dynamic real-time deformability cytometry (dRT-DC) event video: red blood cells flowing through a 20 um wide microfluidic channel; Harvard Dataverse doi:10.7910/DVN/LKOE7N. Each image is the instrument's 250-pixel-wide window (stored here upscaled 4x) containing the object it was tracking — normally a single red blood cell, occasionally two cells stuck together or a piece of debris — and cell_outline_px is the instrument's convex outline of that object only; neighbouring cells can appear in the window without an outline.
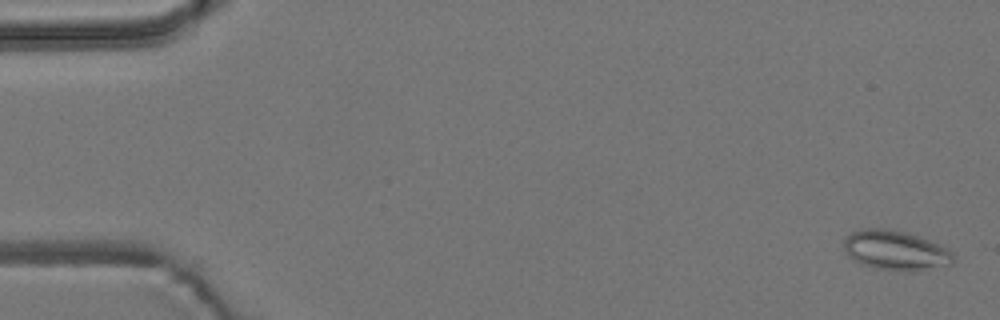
{"species": "common noctule bat (a hibernating species)", "species_latin": "Nyctalus noctula", "temperature_condition": "room temperature", "stored_images_in_passage": 6, "camera_frame_rate_fps": 3000, "um_per_image_px": 0.085, "animal": {"sex": "male", "body_mass_g": 19.2, "forearm_length_mm": 51.8}, "frame": {"image": 1, "passage_image": 1, "time_ms": 0.0, "image_size_px": [1000, 320], "cell_outline_px": [[956, 256], [952, 264], [912, 272], [908, 272], [872, 268], [860, 264], [848, 256], [844, 248], [844, 240], [852, 232], [860, 228], [884, 228], [908, 232], [948, 248]], "centroid_in_image_um": [76.13, 21.29], "position_along_channel_um": 8.9, "area_um2": 25.66}}